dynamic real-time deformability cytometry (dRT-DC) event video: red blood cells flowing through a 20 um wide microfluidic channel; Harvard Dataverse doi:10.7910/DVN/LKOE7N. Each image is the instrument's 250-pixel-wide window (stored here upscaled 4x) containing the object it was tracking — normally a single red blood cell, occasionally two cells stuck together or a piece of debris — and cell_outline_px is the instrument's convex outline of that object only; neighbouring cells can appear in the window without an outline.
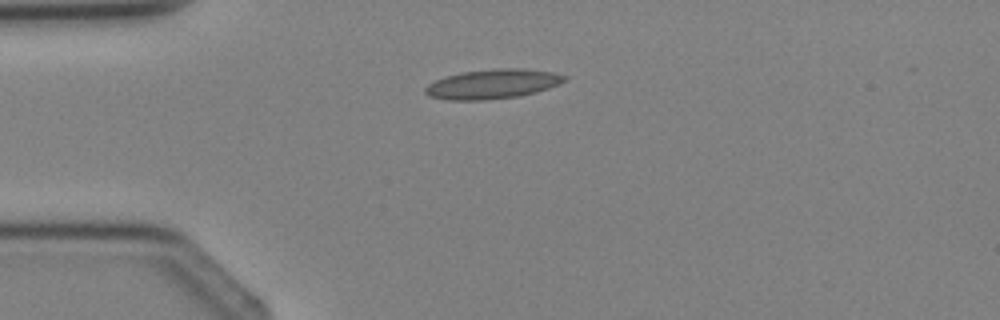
{"species": "Egyptian fruit bat (a non-hibernating species)", "species_latin": "Rousettus aegyptiacus", "temperature_condition": "cold", "stored_images_in_passage": 1, "camera_frame_rate_fps": 3000, "um_per_image_px": 0.085, "animal": {"sex": "female"}, "frame": {"image": 1, "passage_image": 1, "time_ms": 0.0, "image_size_px": [1000, 320], "cell_outline_px": [[568, 80], [560, 84], [536, 92], [520, 96], [484, 100], [448, 100], [428, 96], [424, 92], [424, 88], [428, 84], [436, 80], [460, 72], [500, 68], [520, 68], [552, 72], [568, 76]], "centroid_in_image_um": [41.89, 7.14], "position_along_channel_um": 43.1, "area_um2": 24.04}}